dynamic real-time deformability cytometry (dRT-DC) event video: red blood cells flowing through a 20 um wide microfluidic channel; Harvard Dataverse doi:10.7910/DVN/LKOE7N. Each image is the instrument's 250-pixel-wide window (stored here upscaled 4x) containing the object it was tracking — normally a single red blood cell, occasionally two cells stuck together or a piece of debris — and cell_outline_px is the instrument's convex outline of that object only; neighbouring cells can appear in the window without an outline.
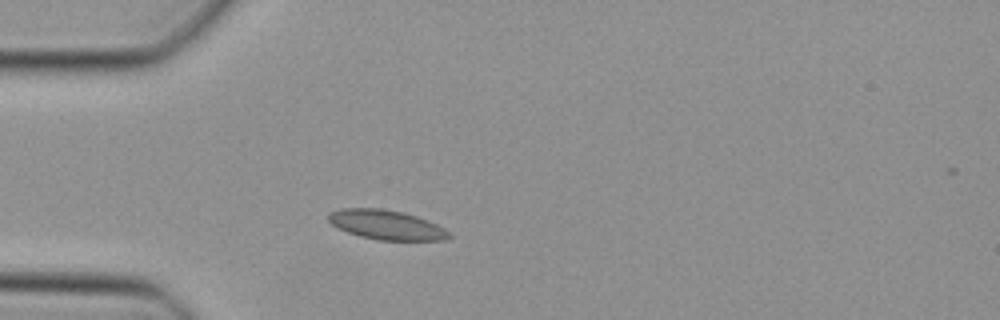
{"species": "Egyptian fruit bat (a non-hibernating species)", "species_latin": "Rousettus aegyptiacus", "temperature_condition": "cold", "stored_images_in_passage": 35, "camera_frame_rate_fps": 3000, "um_per_image_px": 0.085, "animal": {"sex": "female"}, "frame": {"image": 1, "passage_image": 1, "time_ms": 0.0, "image_size_px": [1000, 320], "cell_outline_px": [[452, 236], [444, 240], [376, 240], [360, 236], [348, 232], [332, 224], [328, 220], [328, 212], [340, 208], [380, 208], [400, 212], [416, 216], [428, 220], [444, 228]], "centroid_in_image_um": [32.82, 19.11], "position_along_channel_um": 52.2, "area_um2": 20.63}}
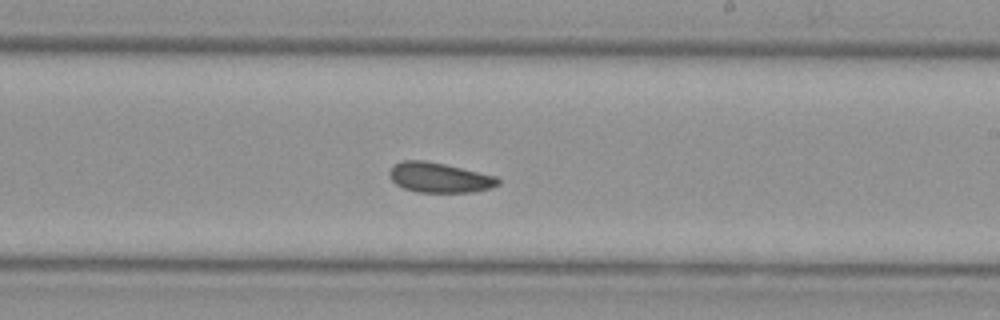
{"frame": {"image": 2, "passage_image": 16, "time_ms": 5.0, "image_size_px": [1000, 320], "cell_outline_px": [[500, 184], [476, 192], [416, 192], [404, 188], [396, 184], [388, 176], [388, 172], [392, 164], [400, 160], [424, 160], [444, 164], [496, 176], [500, 180]], "centroid_in_image_um": [37.29, 15.09], "position_along_channel_um": 251.7, "area_um2": 19.07}}
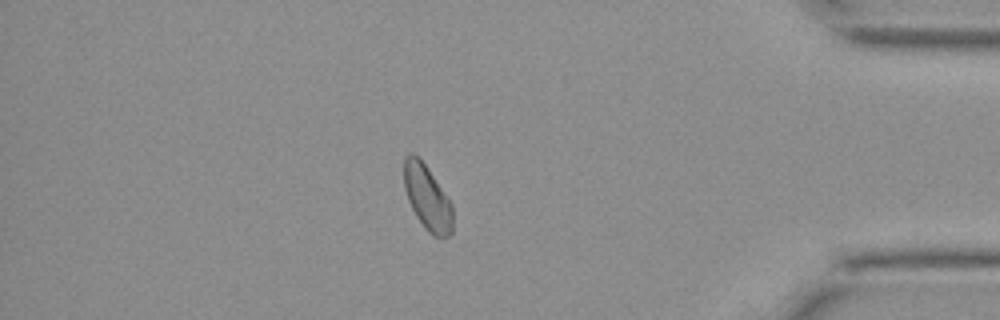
{"frame": {"image": 3, "passage_image": 29, "time_ms": 9.333, "image_size_px": [1000, 320], "cell_outline_px": [[452, 232], [448, 236], [432, 236], [424, 228], [416, 216], [408, 200], [404, 188], [404, 156], [408, 152], [412, 152], [424, 164], [452, 204]], "centroid_in_image_um": [36.29, 16.81], "position_along_channel_um": 398.9, "area_um2": 18.15}}